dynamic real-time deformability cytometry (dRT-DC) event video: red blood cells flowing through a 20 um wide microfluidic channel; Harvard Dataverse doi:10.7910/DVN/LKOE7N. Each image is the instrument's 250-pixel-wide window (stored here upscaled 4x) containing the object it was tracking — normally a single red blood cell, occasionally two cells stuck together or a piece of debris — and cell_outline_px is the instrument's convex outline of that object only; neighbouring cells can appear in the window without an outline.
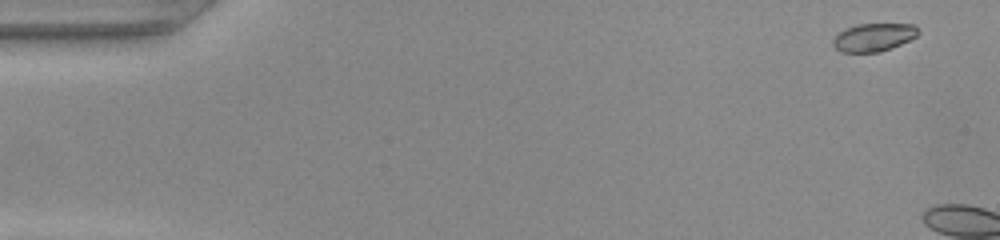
{"species": "common noctule bat (a hibernating species)", "species_latin": "Nyctalus noctula", "temperature_condition": "warm", "stored_images_in_passage": 5, "camera_frame_rate_fps": 3000, "um_per_image_px": 0.085, "animal": {"sex": "female", "body_mass_g": 22.0, "forearm_length_mm": 56.7}, "frame": {"image": 1, "passage_image": 1, "time_ms": 0.0, "image_size_px": [1000, 240], "cell_outline_px": [[920, 32], [916, 36], [892, 48], [880, 52], [840, 52], [832, 44], [832, 40], [840, 32], [856, 24], [916, 24]], "centroid_in_image_um": [74.28, 3.17], "position_along_channel_um": 10.7, "area_um2": 13.87}}